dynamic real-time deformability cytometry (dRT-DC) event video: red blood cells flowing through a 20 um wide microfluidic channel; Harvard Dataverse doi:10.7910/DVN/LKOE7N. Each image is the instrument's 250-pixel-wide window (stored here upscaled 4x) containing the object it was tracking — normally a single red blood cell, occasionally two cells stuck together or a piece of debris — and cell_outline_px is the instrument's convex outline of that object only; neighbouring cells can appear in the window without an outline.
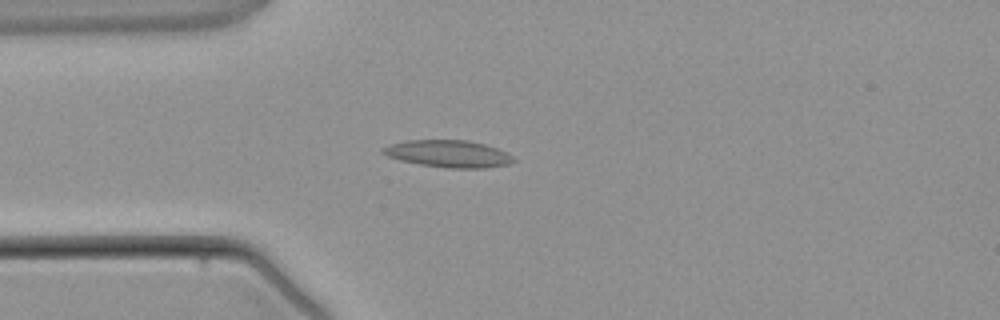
{"species": "common noctule bat (a hibernating species)", "species_latin": "Nyctalus noctula", "temperature_condition": "warm", "stored_images_in_passage": 4, "camera_frame_rate_fps": 3000, "um_per_image_px": 0.085, "animal": {"sex": "male", "body_mass_g": 21.5, "forearm_length_mm": 52.0}, "frame": {"image": 1, "passage_image": 4, "time_ms": 3.333, "image_size_px": [1000, 320], "cell_outline_px": [[516, 160], [508, 164], [484, 168], [448, 168], [420, 164], [400, 160], [388, 156], [380, 152], [388, 144], [408, 140], [468, 140], [484, 144], [496, 148], [512, 156]], "centroid_in_image_um": [38.09, 13.07], "position_along_channel_um": 46.9, "area_um2": 20.46}}